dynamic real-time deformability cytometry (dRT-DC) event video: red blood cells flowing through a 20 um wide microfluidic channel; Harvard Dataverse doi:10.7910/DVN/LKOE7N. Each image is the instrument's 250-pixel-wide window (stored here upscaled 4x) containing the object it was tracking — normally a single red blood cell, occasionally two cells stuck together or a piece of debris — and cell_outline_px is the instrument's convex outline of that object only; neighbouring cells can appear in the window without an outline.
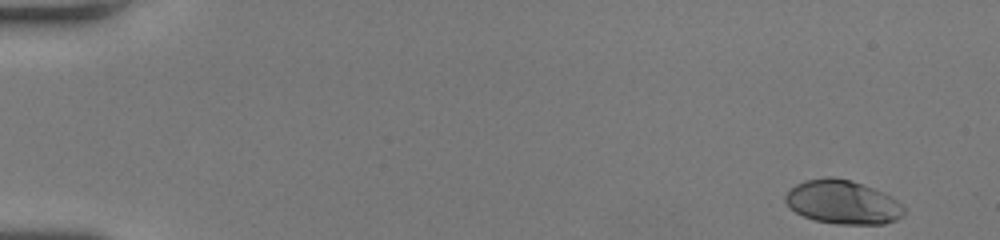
{"species": "human", "species_latin": "Homo sapiens", "temperature_condition": "room temperature", "stored_images_in_passage": 50, "camera_frame_rate_fps": 3000, "um_per_image_px": 0.085, "donor": {"sex": "female"}, "frame": {"image": 1, "passage_image": 1, "time_ms": 0.0, "image_size_px": [1000, 240], "cell_outline_px": [[904, 216], [896, 220], [884, 224], [836, 224], [816, 220], [804, 216], [796, 212], [784, 200], [784, 196], [796, 184], [804, 180], [824, 176], [832, 176], [852, 180], [884, 192], [904, 204]], "centroid_in_image_um": [71.67, 17.17], "position_along_channel_um": 13.3, "area_um2": 30.52}}
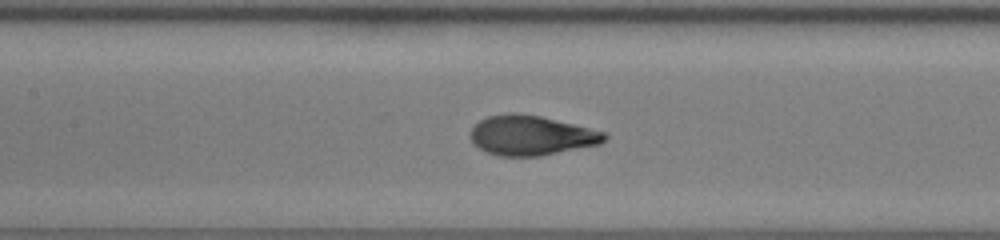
{"frame": {"image": 2, "passage_image": 24, "time_ms": 7.667, "image_size_px": [1000, 240], "cell_outline_px": [[608, 136], [600, 144], [540, 156], [500, 156], [484, 152], [472, 144], [472, 128], [480, 120], [488, 116], [508, 112], [516, 112], [540, 116], [604, 132]], "centroid_in_image_um": [45.11, 11.51], "position_along_channel_um": 162.3, "area_um2": 30.92}}
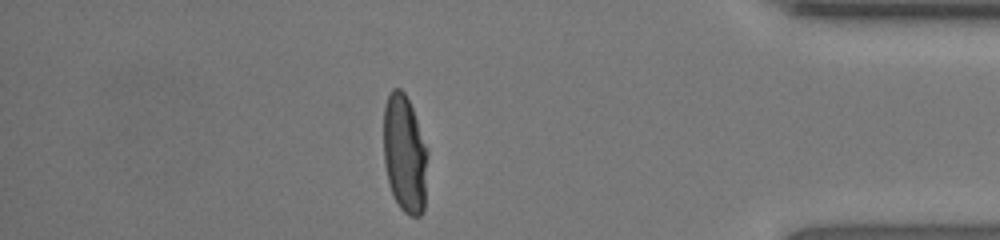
{"frame": {"image": 3, "passage_image": 44, "time_ms": 14.333, "image_size_px": [1000, 240], "cell_outline_px": [[428, 152], [424, 212], [420, 216], [408, 216], [400, 208], [392, 196], [384, 164], [384, 104], [392, 88], [400, 88], [404, 92], [412, 108]], "centroid_in_image_um": [34.4, 13.12], "position_along_channel_um": 400.8, "area_um2": 30.46}}